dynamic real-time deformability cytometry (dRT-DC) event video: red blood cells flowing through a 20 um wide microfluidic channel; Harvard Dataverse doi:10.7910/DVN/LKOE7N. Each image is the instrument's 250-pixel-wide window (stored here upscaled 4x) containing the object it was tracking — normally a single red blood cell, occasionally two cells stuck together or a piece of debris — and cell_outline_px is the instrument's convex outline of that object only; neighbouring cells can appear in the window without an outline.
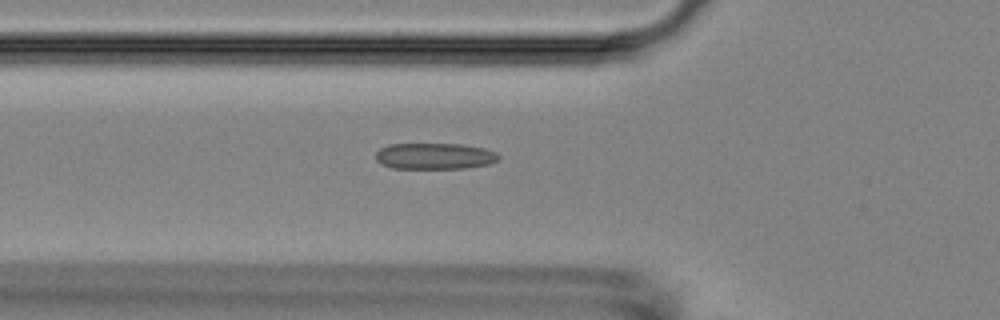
{"species": "Egyptian fruit bat (a non-hibernating species)", "species_latin": "Rousettus aegyptiacus", "temperature_condition": "room temperature", "stored_images_in_passage": 4, "camera_frame_rate_fps": 3000, "um_per_image_px": 0.085, "animal": {"sex": "female"}, "frame": {"image": 1, "passage_image": 4, "time_ms": 4.333, "image_size_px": [1000, 320], "cell_outline_px": [[500, 156], [496, 160], [488, 164], [464, 168], [392, 168], [380, 164], [376, 160], [376, 152], [380, 148], [388, 144], [460, 144], [484, 148], [496, 152]], "centroid_in_image_um": [36.9, 13.26], "position_along_channel_um": 88.9, "area_um2": 18.73}}